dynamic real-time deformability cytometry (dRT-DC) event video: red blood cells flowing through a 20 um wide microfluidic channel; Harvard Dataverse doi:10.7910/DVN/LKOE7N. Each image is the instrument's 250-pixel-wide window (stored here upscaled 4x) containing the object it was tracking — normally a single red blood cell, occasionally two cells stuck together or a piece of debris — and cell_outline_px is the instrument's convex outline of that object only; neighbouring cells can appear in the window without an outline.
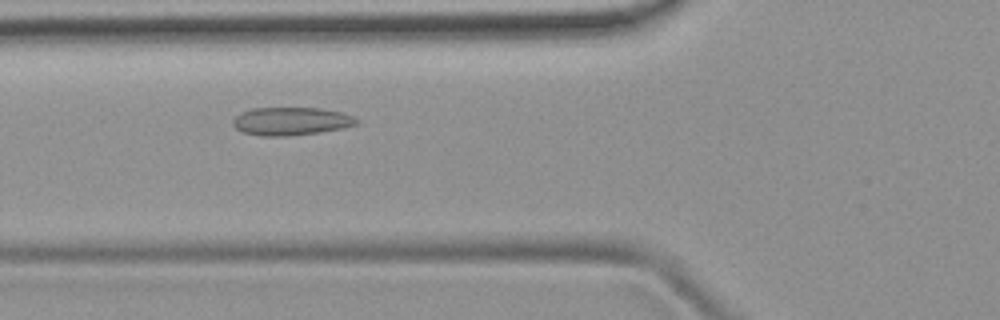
{"species": "common noctule bat (a hibernating species)", "species_latin": "Nyctalus noctula", "temperature_condition": "room temperature", "stored_images_in_passage": 27, "camera_frame_rate_fps": 3000, "um_per_image_px": 0.085, "animal": {"sex": "female", "body_mass_g": 19.9}, "frame": {"image": 1, "passage_image": 12, "time_ms": 3.667, "image_size_px": [1000, 320], "cell_outline_px": [[360, 120], [356, 124], [344, 128], [288, 136], [264, 136], [244, 132], [236, 128], [232, 124], [232, 120], [240, 112], [252, 108], [320, 108], [340, 112], [352, 116]], "centroid_in_image_um": [24.72, 10.29], "position_along_channel_um": 101.1, "area_um2": 20.06}}
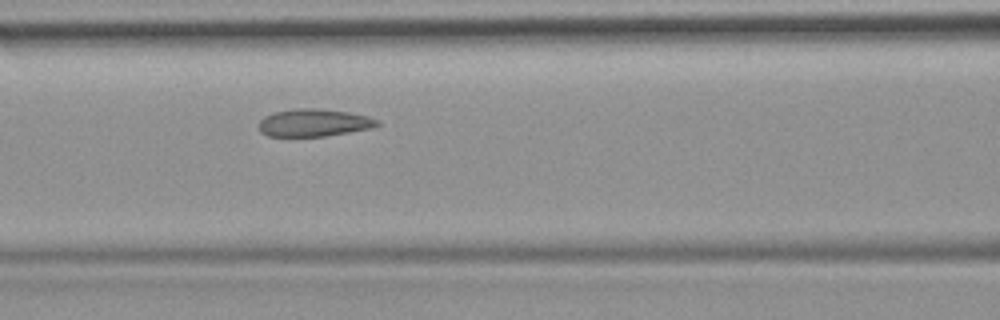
{"frame": {"image": 2, "passage_image": 15, "time_ms": 4.667, "image_size_px": [1000, 320], "cell_outline_px": [[380, 124], [368, 128], [348, 132], [324, 136], [268, 136], [260, 132], [260, 120], [264, 116], [276, 112], [292, 108], [316, 108], [348, 112], [368, 116], [380, 120]], "centroid_in_image_um": [26.67, 10.42], "position_along_channel_um": 139.9, "area_um2": 18.84}}
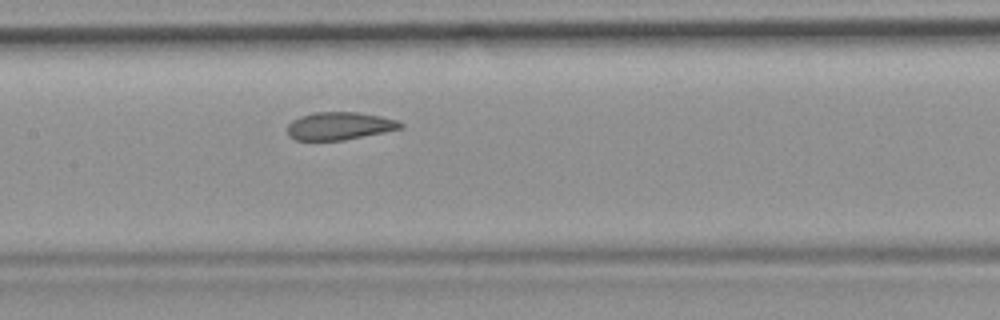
{"frame": {"image": 3, "passage_image": 18, "time_ms": 5.667, "image_size_px": [1000, 320], "cell_outline_px": [[404, 128], [344, 140], [296, 140], [288, 136], [288, 124], [292, 120], [300, 116], [312, 112], [356, 112], [380, 116], [396, 120], [404, 124]], "centroid_in_image_um": [28.85, 10.7], "position_along_channel_um": 178.6, "area_um2": 18.32}}